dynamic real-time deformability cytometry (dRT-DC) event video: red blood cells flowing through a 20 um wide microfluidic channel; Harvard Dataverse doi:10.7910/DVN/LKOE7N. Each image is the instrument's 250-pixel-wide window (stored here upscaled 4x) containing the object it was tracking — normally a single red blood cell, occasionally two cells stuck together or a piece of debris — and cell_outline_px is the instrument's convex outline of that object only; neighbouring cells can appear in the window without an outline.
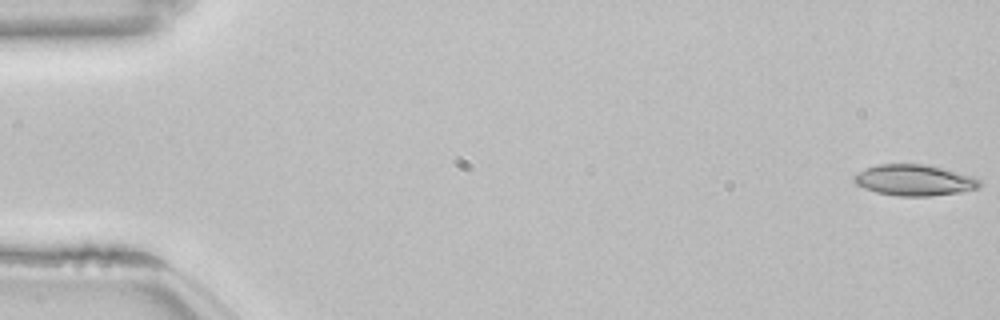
{"species": "common noctule bat (a hibernating species)", "species_latin": "Nyctalus noctula", "temperature_condition": "room temperature", "stored_images_in_passage": 54, "camera_frame_rate_fps": 3000, "um_per_image_px": 0.085, "animal": {"sex": "female", "body_mass_g": 22.7, "forearm_length_mm": 54.2}, "frame": {"image": 1, "passage_image": 1, "time_ms": 0.0, "image_size_px": [1000, 320], "cell_outline_px": [[980, 188], [964, 192], [932, 196], [900, 196], [876, 192], [864, 188], [856, 184], [852, 180], [860, 172], [868, 168], [880, 164], [928, 164], [976, 176], [980, 180]], "centroid_in_image_um": [77.81, 15.32], "position_along_channel_um": 7.2, "area_um2": 22.89}}
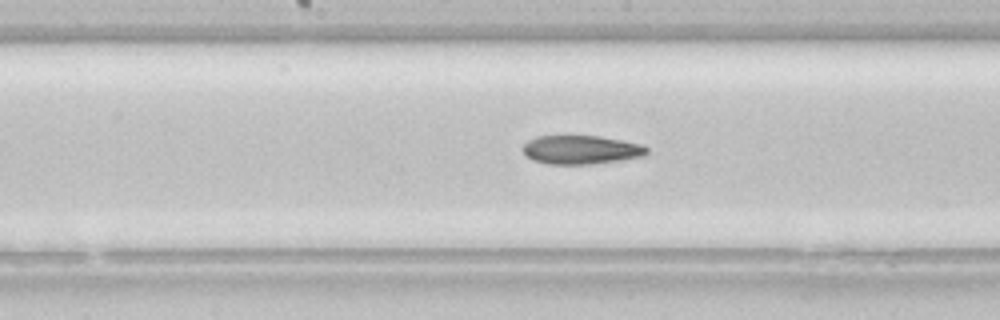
{"frame": {"image": 2, "passage_image": 28, "time_ms": 9.0, "image_size_px": [1000, 320], "cell_outline_px": [[648, 152], [644, 156], [588, 164], [548, 164], [532, 160], [524, 156], [520, 148], [528, 140], [536, 136], [568, 132], [600, 136], [640, 144], [648, 148]], "centroid_in_image_um": [49.26, 12.67], "position_along_channel_um": 198.9, "area_um2": 21.68}}
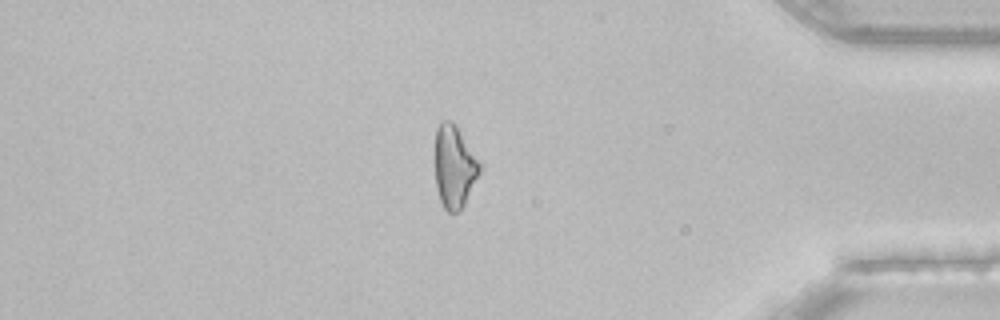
{"frame": {"image": 3, "passage_image": 46, "time_ms": 15.0, "image_size_px": [1000, 320], "cell_outline_px": [[480, 172], [464, 204], [456, 212], [448, 212], [444, 208], [440, 200], [436, 188], [436, 128], [444, 120], [452, 120], [456, 124], [480, 164]], "centroid_in_image_um": [38.6, 14.16], "position_along_channel_um": 396.6, "area_um2": 20.98}, "authors_computed_cell_mechanics": {"area_um2": 22.1085, "velocity_mm_per_s": 3.8582, "shape_relaxation_time_tau1_ms": null, "shape_relaxation_time_tau2_ms": 6.6401, "deformation_change_tau1": null, "deformation_change_tau2": 0.1601}}